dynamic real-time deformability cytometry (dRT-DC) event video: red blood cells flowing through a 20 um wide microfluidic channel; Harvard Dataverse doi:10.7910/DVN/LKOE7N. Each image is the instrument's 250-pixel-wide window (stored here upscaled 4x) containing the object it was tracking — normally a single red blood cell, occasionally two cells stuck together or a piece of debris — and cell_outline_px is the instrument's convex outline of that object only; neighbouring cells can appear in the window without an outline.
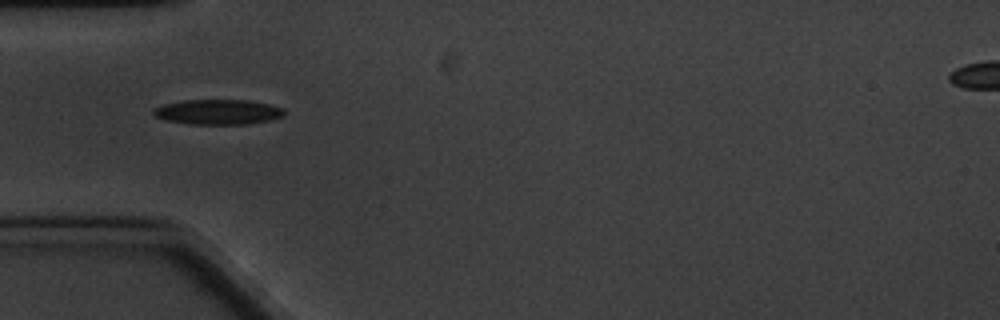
{"species": "common noctule bat (a hibernating species)", "species_latin": "Nyctalus noctula", "temperature_condition": "cold", "stored_images_in_passage": 4, "camera_frame_rate_fps": 3000, "um_per_image_px": 0.085, "animal": {"sex": "male", "body_mass_g": 20.1, "forearm_length_mm": 53.5}, "frame": {"image": 1, "passage_image": 1, "time_ms": 0.0, "image_size_px": [1000, 320], "cell_outline_px": [[284, 116], [268, 120], [248, 124], [188, 124], [164, 120], [156, 116], [152, 112], [152, 108], [164, 104], [184, 100], [248, 100], [268, 104], [284, 108]], "centroid_in_image_um": [18.5, 9.52], "position_along_channel_um": 66.5, "area_um2": 19.13}}